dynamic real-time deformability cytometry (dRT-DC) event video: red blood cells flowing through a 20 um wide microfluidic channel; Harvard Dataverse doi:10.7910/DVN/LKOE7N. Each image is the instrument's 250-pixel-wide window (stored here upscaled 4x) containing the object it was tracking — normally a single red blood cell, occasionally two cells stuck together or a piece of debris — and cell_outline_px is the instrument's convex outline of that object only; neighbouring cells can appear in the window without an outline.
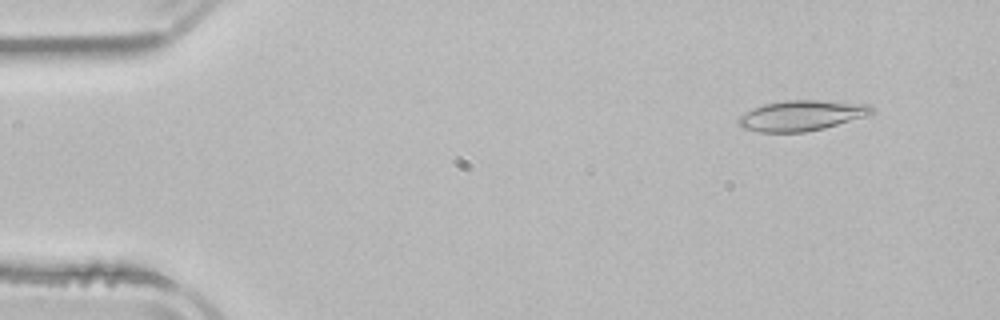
{"species": "common noctule bat (a hibernating species)", "species_latin": "Nyctalus noctula", "temperature_condition": "room temperature", "stored_images_in_passage": 4, "camera_frame_rate_fps": 3000, "um_per_image_px": 0.085, "animal": {"sex": "male", "body_mass_g": 21.5, "forearm_length_mm": 52.0}, "frame": {"image": 1, "passage_image": 2, "time_ms": 1.333, "image_size_px": [1000, 320], "cell_outline_px": [[876, 112], [824, 128], [804, 132], [760, 132], [740, 128], [736, 120], [740, 116], [752, 108], [764, 104], [784, 100], [820, 100], [868, 104]], "centroid_in_image_um": [68.06, 9.82], "position_along_channel_um": 16.9, "area_um2": 23.52}}